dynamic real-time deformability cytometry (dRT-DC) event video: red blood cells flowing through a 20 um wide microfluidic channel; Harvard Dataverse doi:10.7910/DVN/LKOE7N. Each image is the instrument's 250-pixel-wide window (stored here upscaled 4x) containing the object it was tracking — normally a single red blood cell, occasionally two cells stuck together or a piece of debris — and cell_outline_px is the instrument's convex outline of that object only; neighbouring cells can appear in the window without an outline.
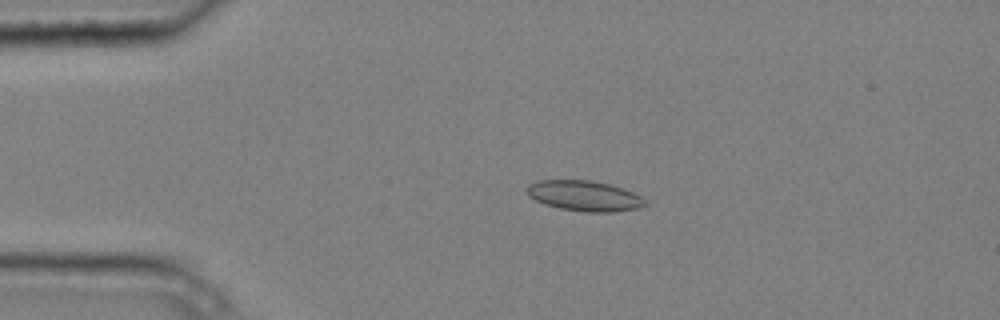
{"species": "common noctule bat (a hibernating species)", "species_latin": "Nyctalus noctula", "temperature_condition": "cold", "stored_images_in_passage": 3, "camera_frame_rate_fps": 3000, "um_per_image_px": 0.085, "animal": {"sex": "male", "body_mass_g": 20.4}, "frame": {"image": 1, "passage_image": 2, "time_ms": 0.333, "image_size_px": [1000, 320], "cell_outline_px": [[648, 204], [640, 208], [612, 212], [584, 212], [560, 208], [544, 204], [528, 196], [524, 188], [528, 184], [536, 180], [592, 180], [624, 188], [640, 196]], "centroid_in_image_um": [49.64, 16.64], "position_along_channel_um": 35.4, "area_um2": 21.15}}